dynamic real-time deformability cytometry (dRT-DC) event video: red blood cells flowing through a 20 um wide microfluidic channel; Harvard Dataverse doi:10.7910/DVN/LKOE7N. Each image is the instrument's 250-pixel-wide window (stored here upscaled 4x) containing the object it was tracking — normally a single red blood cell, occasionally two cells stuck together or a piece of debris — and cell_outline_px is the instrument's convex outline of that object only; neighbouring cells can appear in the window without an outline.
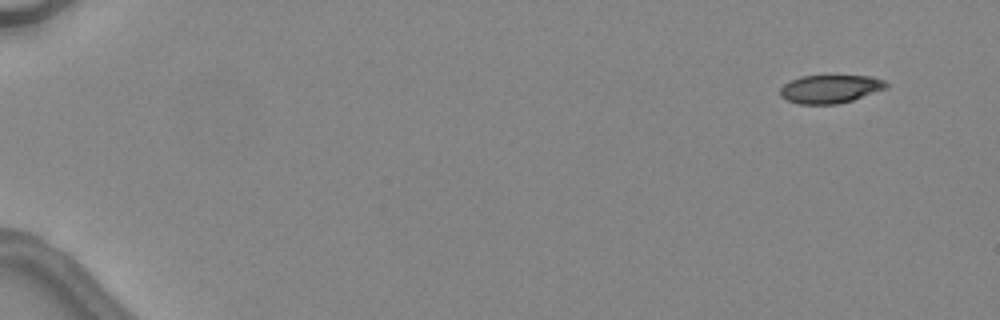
{"species": "common noctule bat (a hibernating species)", "species_latin": "Nyctalus noctula", "temperature_condition": "warm", "stored_images_in_passage": 5, "camera_frame_rate_fps": 3000, "um_per_image_px": 0.085, "animal": {"sex": "female", "body_mass_g": 24.6, "forearm_length_mm": 56.2}, "frame": {"image": 1, "passage_image": 1, "time_ms": 0.0, "image_size_px": [1000, 320], "cell_outline_px": [[888, 88], [852, 100], [836, 104], [800, 104], [788, 100], [780, 96], [780, 88], [784, 84], [800, 76], [872, 76], [884, 80], [888, 84]], "centroid_in_image_um": [70.58, 7.56], "position_along_channel_um": 14.4, "area_um2": 17.4}}
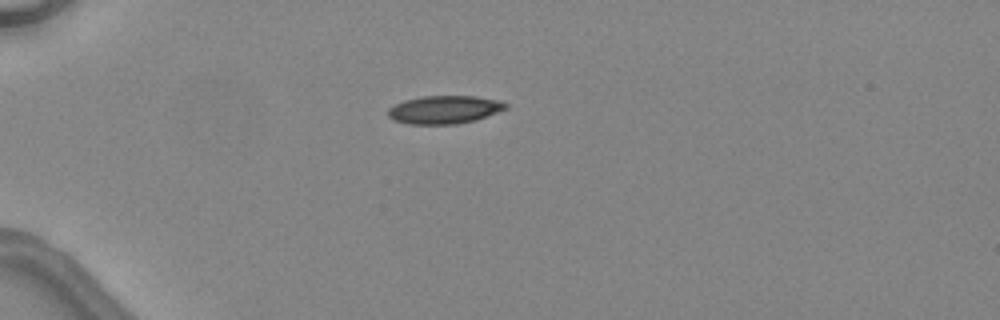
{"frame": {"image": 2, "passage_image": 4, "time_ms": 3.667, "image_size_px": [1000, 320], "cell_outline_px": [[508, 108], [476, 120], [456, 124], [408, 124], [392, 120], [388, 116], [388, 108], [404, 100], [420, 96], [476, 96], [500, 100], [508, 104]], "centroid_in_image_um": [37.77, 9.32], "position_along_channel_um": 47.2, "area_um2": 19.42}}